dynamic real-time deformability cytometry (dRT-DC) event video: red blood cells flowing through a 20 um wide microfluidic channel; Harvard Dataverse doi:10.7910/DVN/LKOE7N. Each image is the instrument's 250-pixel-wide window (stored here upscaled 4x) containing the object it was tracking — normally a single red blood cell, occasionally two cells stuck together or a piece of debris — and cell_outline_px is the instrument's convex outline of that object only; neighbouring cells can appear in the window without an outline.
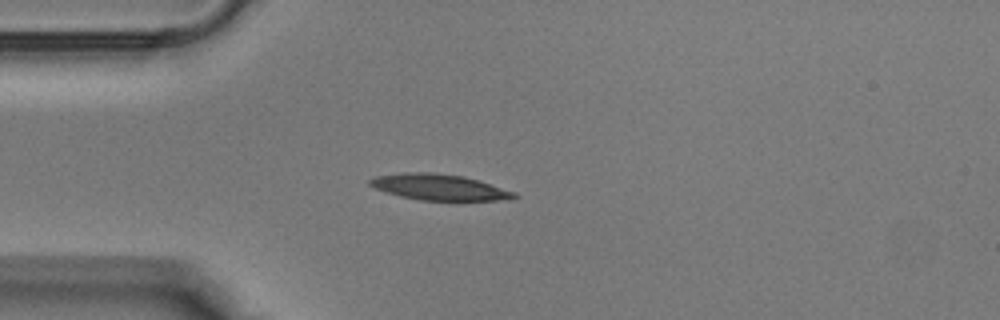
{"species": "Egyptian fruit bat (a non-hibernating species)", "species_latin": "Rousettus aegyptiacus", "temperature_condition": "warm", "stored_images_in_passage": 30, "camera_frame_rate_fps": 3000, "um_per_image_px": 0.085, "animal": {"sex": "male"}, "frame": {"image": 1, "passage_image": 1, "time_ms": 0.0, "image_size_px": [1000, 320], "cell_outline_px": [[516, 196], [496, 200], [420, 200], [400, 196], [376, 188], [368, 184], [368, 180], [376, 176], [408, 172], [432, 172], [464, 176], [516, 192]], "centroid_in_image_um": [37.28, 15.89], "position_along_channel_um": 47.7, "area_um2": 21.39}}
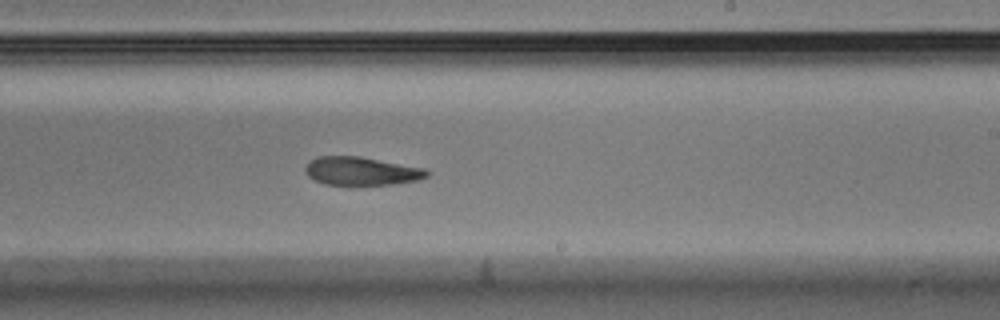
{"frame": {"image": 2, "passage_image": 14, "time_ms": 4.333, "image_size_px": [1000, 320], "cell_outline_px": [[428, 176], [416, 180], [392, 184], [324, 184], [308, 176], [304, 172], [304, 168], [316, 156], [360, 156], [424, 168], [428, 172]], "centroid_in_image_um": [30.69, 14.53], "position_along_channel_um": 258.3, "area_um2": 19.77}}
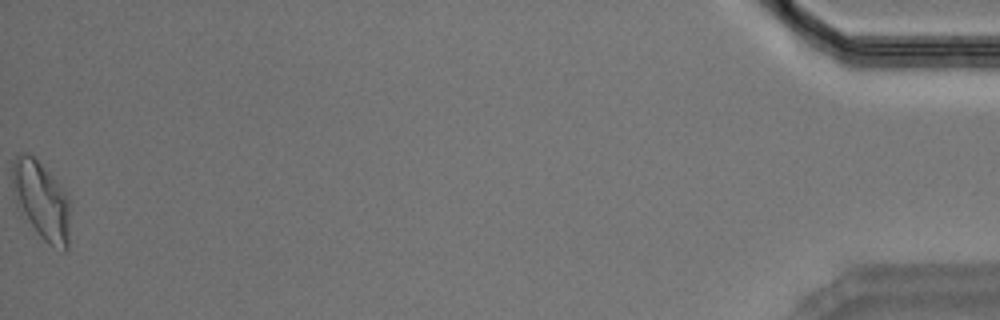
{"frame": {"image": 3, "passage_image": 30, "time_ms": 9.667, "image_size_px": [1000, 320], "cell_outline_px": [[68, 248], [64, 252], [48, 244], [40, 236], [16, 208], [12, 184], [12, 160], [16, 152], [24, 152], [32, 156], [64, 188], [68, 196]], "centroid_in_image_um": [3.47, 17.02], "position_along_channel_um": 431.7, "area_um2": 26.41}}